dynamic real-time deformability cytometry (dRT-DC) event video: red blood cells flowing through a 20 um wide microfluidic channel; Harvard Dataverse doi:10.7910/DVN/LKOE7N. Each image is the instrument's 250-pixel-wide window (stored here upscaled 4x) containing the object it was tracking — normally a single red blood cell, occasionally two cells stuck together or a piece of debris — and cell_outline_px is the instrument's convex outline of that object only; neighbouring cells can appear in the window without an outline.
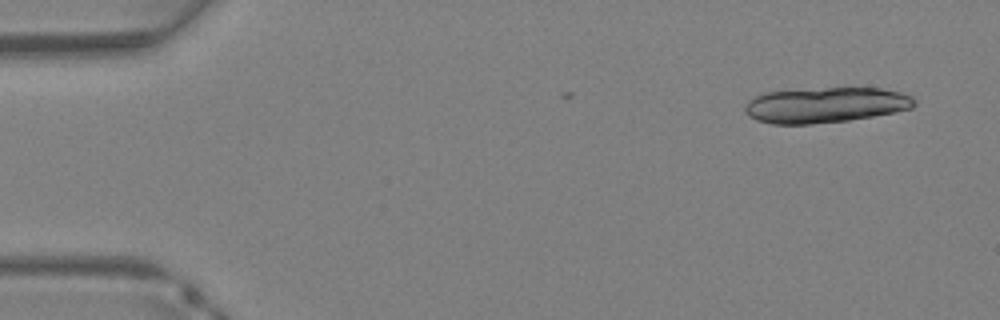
{"species": "Egyptian fruit bat (a non-hibernating species)", "species_latin": "Rousettus aegyptiacus", "temperature_condition": "warm", "stored_images_in_passage": 3, "camera_frame_rate_fps": 3000, "um_per_image_px": 0.085, "animal": {"sex": "female"}, "frame": {"image": 1, "passage_image": 1, "time_ms": 0.0, "image_size_px": [1000, 320], "cell_outline_px": [[916, 104], [912, 108], [872, 116], [848, 120], [812, 124], [772, 124], [756, 120], [748, 116], [744, 112], [744, 104], [748, 100], [764, 92], [824, 88], [880, 88], [900, 92], [912, 96], [916, 100]], "centroid_in_image_um": [70.13, 8.93], "position_along_channel_um": 14.9, "area_um2": 35.03}}